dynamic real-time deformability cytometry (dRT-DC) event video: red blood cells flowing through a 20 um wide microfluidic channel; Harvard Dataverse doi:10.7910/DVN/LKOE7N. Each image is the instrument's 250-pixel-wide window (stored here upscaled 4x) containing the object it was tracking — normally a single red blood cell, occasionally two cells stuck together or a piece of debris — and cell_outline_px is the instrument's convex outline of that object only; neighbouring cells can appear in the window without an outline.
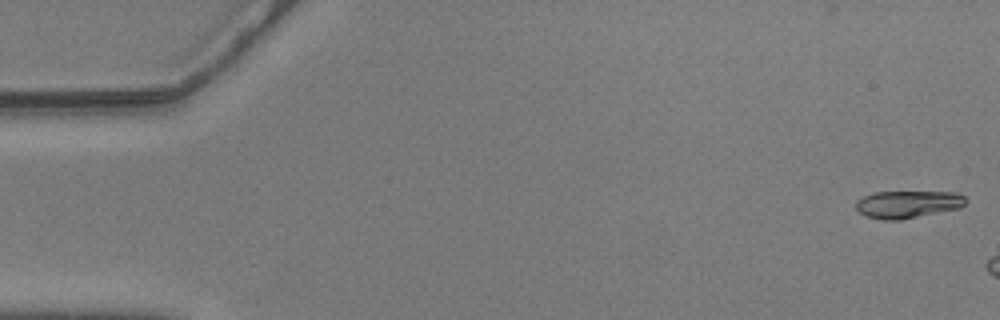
{"species": "common noctule bat (a hibernating species)", "species_latin": "Nyctalus noctula", "temperature_condition": "warm", "stored_images_in_passage": 6, "camera_frame_rate_fps": 3000, "um_per_image_px": 0.085, "animal": {"sex": "male", "body_mass_g": 20.5, "forearm_length_mm": 52.5}, "frame": {"image": 1, "passage_image": 1, "time_ms": 0.0, "image_size_px": [1000, 320], "cell_outline_px": [[968, 200], [960, 208], [900, 220], [884, 220], [864, 216], [856, 208], [856, 200], [872, 192], [956, 192], [964, 196]], "centroid_in_image_um": [77.15, 17.36], "position_along_channel_um": 7.8, "area_um2": 17.63}}